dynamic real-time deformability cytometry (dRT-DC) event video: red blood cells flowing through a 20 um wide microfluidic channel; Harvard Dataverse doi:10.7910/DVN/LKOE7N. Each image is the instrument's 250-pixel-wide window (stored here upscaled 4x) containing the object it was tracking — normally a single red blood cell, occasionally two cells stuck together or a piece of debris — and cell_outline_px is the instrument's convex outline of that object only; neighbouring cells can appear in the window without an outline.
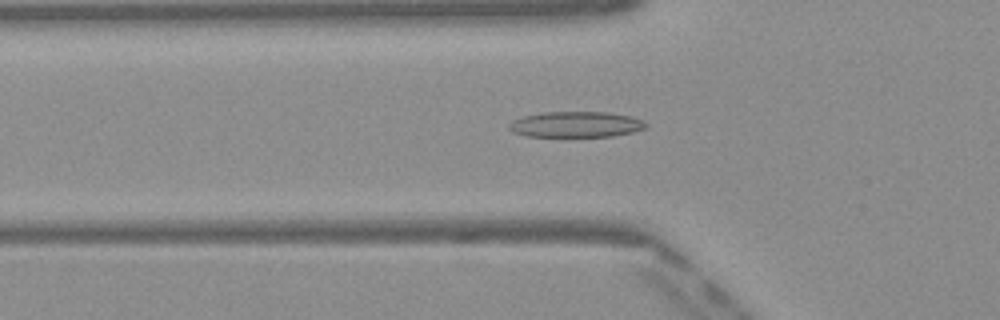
{"species": "Egyptian fruit bat (a non-hibernating species)", "species_latin": "Rousettus aegyptiacus", "temperature_condition": "warm", "stored_images_in_passage": 46, "camera_frame_rate_fps": 3000, "um_per_image_px": 0.085, "frame": {"image": 1, "passage_image": 17, "time_ms": 5.333, "image_size_px": [1000, 320], "cell_outline_px": [[648, 128], [632, 132], [612, 136], [564, 140], [524, 136], [512, 132], [508, 128], [508, 124], [512, 120], [524, 116], [540, 112], [608, 112], [628, 116], [644, 120], [648, 124]], "centroid_in_image_um": [48.9, 10.64], "position_along_channel_um": 76.9, "area_um2": 21.91}}
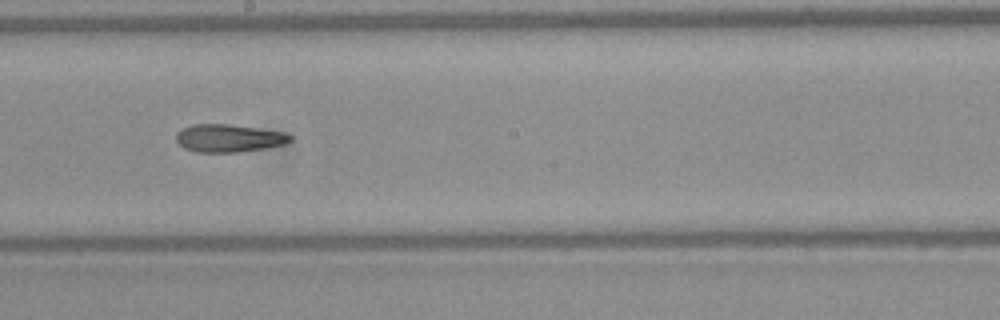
{"frame": {"image": 2, "passage_image": 28, "time_ms": 9.0, "image_size_px": [1000, 320], "cell_outline_px": [[292, 140], [284, 144], [264, 148], [236, 152], [196, 152], [184, 148], [176, 140], [176, 132], [192, 124], [228, 124], [284, 132], [292, 136]], "centroid_in_image_um": [19.43, 11.74], "position_along_channel_um": 228.8, "area_um2": 18.32}}
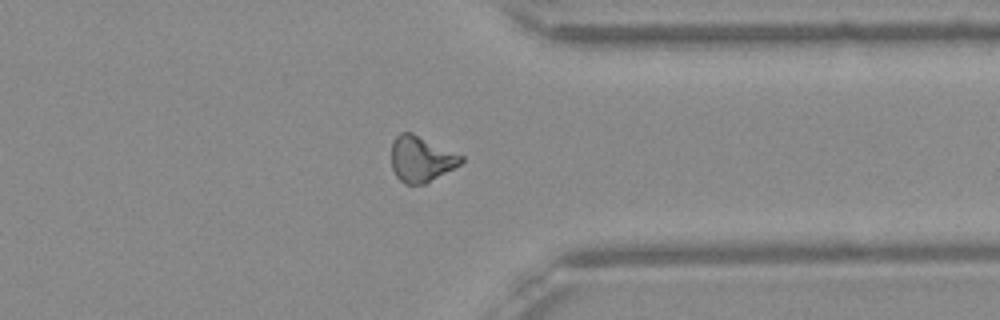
{"frame": {"image": 3, "passage_image": 39, "time_ms": 12.667, "image_size_px": [1000, 320], "cell_outline_px": [[464, 160], [460, 164], [424, 184], [404, 184], [396, 176], [392, 168], [392, 140], [400, 132], [412, 132], [464, 156]], "centroid_in_image_um": [35.78, 13.5], "position_along_channel_um": 375.6, "area_um2": 18.5}}